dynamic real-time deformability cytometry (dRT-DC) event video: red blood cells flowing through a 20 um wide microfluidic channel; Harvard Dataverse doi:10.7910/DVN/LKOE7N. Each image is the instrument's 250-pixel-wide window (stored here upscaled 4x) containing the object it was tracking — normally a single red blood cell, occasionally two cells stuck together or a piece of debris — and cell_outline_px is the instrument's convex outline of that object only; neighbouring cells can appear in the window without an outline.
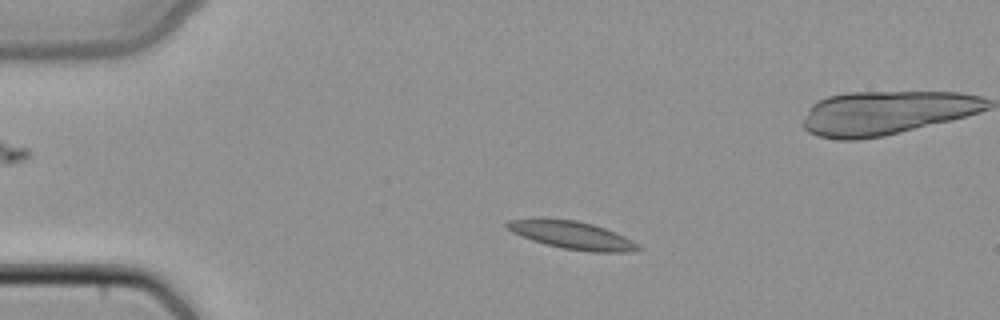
{"species": "common noctule bat (a hibernating species)", "species_latin": "Nyctalus noctula", "temperature_condition": "cold", "stored_images_in_passage": 48, "camera_frame_rate_fps": 3000, "um_per_image_px": 0.085, "animal": {"sex": "female", "body_mass_g": 22.7, "forearm_length_mm": 54.2}, "frame": {"image": 1, "passage_image": 9, "time_ms": 2.667, "image_size_px": [1000, 320], "cell_outline_px": [[644, 248], [628, 252], [588, 252], [564, 248], [544, 244], [532, 240], [512, 232], [504, 224], [508, 220], [536, 216], [544, 216], [576, 220], [592, 224], [616, 232], [640, 244]], "centroid_in_image_um": [48.58, 19.95], "position_along_channel_um": 36.4, "area_um2": 21.91}}
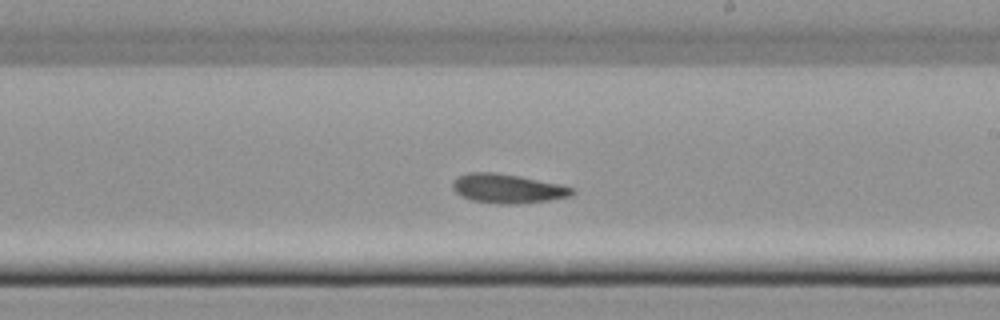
{"frame": {"image": 2, "passage_image": 27, "time_ms": 8.667, "image_size_px": [1000, 320], "cell_outline_px": [[576, 192], [572, 196], [548, 200], [512, 204], [500, 204], [472, 200], [460, 196], [452, 188], [452, 180], [456, 176], [468, 172], [496, 172], [520, 176], [560, 184], [572, 188]], "centroid_in_image_um": [43.1, 16.01], "position_along_channel_um": 245.9, "area_um2": 20.46}}
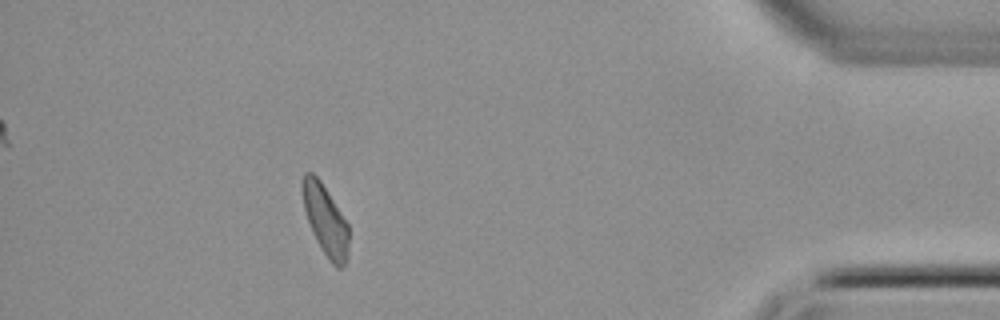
{"frame": {"image": 3, "passage_image": 42, "time_ms": 13.667, "image_size_px": [1000, 320], "cell_outline_px": [[348, 260], [340, 268], [336, 268], [332, 264], [316, 240], [312, 232], [304, 208], [300, 188], [300, 184], [304, 172], [312, 172], [320, 180], [348, 224]], "centroid_in_image_um": [27.64, 18.69], "position_along_channel_um": 407.6, "area_um2": 18.96}}